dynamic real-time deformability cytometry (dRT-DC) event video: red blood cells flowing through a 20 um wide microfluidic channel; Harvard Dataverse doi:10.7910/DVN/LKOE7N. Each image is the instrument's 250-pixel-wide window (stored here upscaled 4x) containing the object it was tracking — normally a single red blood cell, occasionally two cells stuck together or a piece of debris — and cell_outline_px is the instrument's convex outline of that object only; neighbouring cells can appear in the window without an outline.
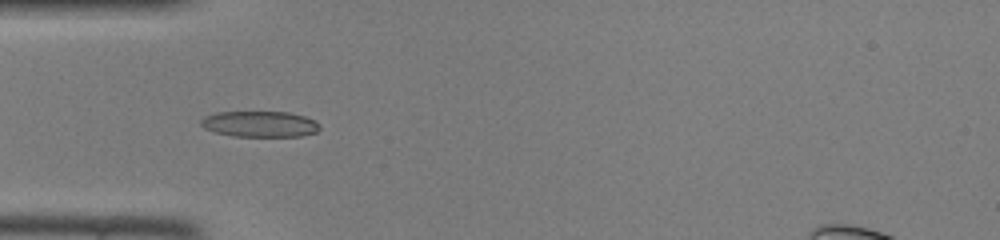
{"species": "common noctule bat (a hibernating species)", "species_latin": "Nyctalus noctula", "temperature_condition": "room temperature", "stored_images_in_passage": 33, "camera_frame_rate_fps": 3000, "um_per_image_px": 0.085, "animal": {"sex": "female", "body_mass_g": 22.0, "forearm_length_mm": 56.7}, "frame": {"image": 1, "passage_image": 1, "time_ms": 0.0, "image_size_px": [1000, 240], "cell_outline_px": [[320, 128], [316, 132], [300, 136], [232, 136], [216, 132], [204, 128], [200, 124], [200, 120], [204, 116], [216, 112], [288, 112], [304, 116], [316, 120], [320, 124]], "centroid_in_image_um": [22.09, 10.54], "position_along_channel_um": 62.9, "area_um2": 17.98}}
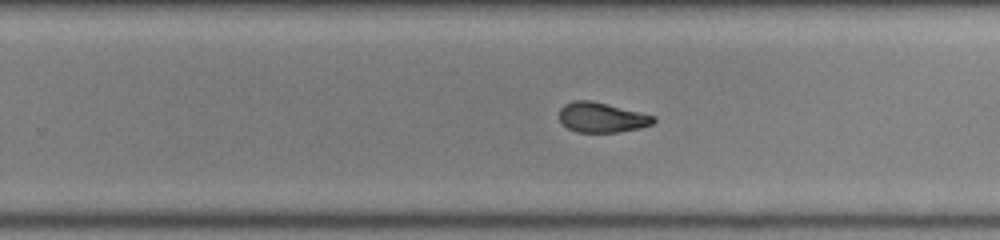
{"frame": {"image": 2, "passage_image": 16, "time_ms": 5.0, "image_size_px": [1000, 240], "cell_outline_px": [[656, 120], [652, 124], [640, 128], [620, 132], [576, 132], [568, 128], [560, 120], [560, 108], [564, 104], [572, 100], [592, 100], [656, 116]], "centroid_in_image_um": [51.16, 9.97], "position_along_channel_um": 278.6, "area_um2": 16.53}}
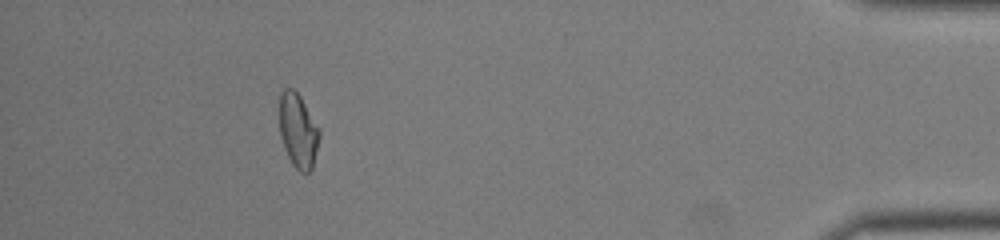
{"frame": {"image": 3, "passage_image": 29, "time_ms": 9.333, "image_size_px": [1000, 240], "cell_outline_px": [[320, 136], [312, 168], [308, 172], [300, 172], [292, 164], [284, 148], [280, 136], [280, 92], [284, 88], [292, 88], [300, 96], [320, 128]], "centroid_in_image_um": [25.34, 11.1], "position_along_channel_um": 409.9, "area_um2": 17.28}}